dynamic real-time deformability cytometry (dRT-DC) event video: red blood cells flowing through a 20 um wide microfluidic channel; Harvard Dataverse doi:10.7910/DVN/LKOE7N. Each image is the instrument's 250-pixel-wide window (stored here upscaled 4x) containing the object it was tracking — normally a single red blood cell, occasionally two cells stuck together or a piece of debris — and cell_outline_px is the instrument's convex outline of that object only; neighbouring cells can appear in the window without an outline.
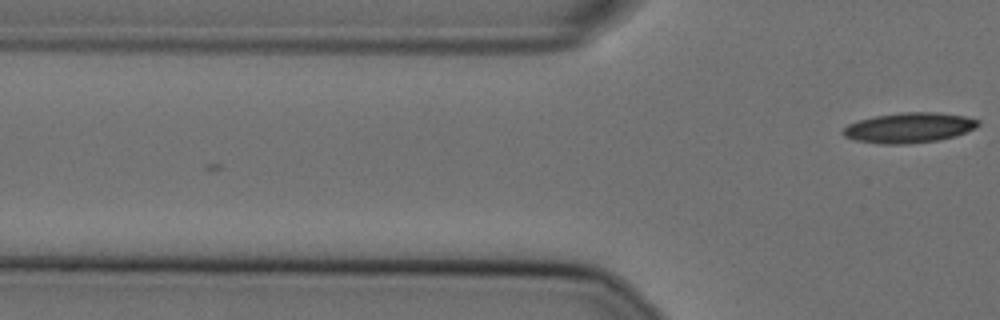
{"species": "Egyptian fruit bat (a non-hibernating species)", "species_latin": "Rousettus aegyptiacus", "temperature_condition": "cold", "stored_images_in_passage": 3, "camera_frame_rate_fps": 3000, "um_per_image_px": 0.085, "animal": {"sex": "female"}, "frame": {"image": 1, "passage_image": 3, "time_ms": 0.667, "image_size_px": [1000, 320], "cell_outline_px": [[980, 124], [976, 128], [956, 136], [936, 140], [908, 144], [880, 144], [856, 140], [844, 136], [840, 132], [848, 124], [860, 120], [876, 116], [904, 112], [936, 112], [964, 116], [980, 120]], "centroid_in_image_um": [77.29, 10.86], "position_along_channel_um": 48.5, "area_um2": 23.7}}